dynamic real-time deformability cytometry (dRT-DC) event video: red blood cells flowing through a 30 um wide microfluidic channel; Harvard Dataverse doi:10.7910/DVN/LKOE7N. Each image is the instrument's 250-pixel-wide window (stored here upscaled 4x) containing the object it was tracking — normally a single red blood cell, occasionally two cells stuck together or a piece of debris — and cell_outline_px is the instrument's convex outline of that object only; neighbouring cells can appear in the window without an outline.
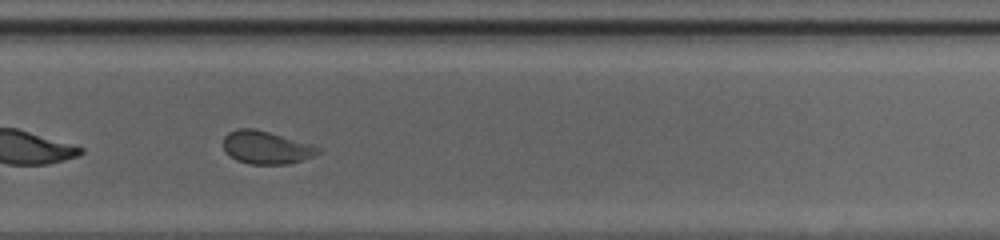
{"species": "common noctule bat (a hibernating species)", "species_latin": "Nyctalus noctula", "temperature_condition": "cold", "stored_images_in_passage": 26, "camera_frame_rate_fps": 3000, "um_per_image_px": 0.085, "animal": {"sex": "female", "body_mass_g": 20.0, "forearm_length_mm": 54.0}, "frame": {"image": 1, "passage_image": 19, "time_ms": 6.0, "image_size_px": [1000, 240], "cell_outline_px": [[324, 152], [288, 164], [248, 164], [236, 160], [224, 148], [224, 136], [228, 132], [236, 128], [252, 128], [268, 132], [308, 144], [320, 148]], "centroid_in_image_um": [22.6, 12.54], "position_along_channel_um": 307.2, "area_um2": 17.8}}
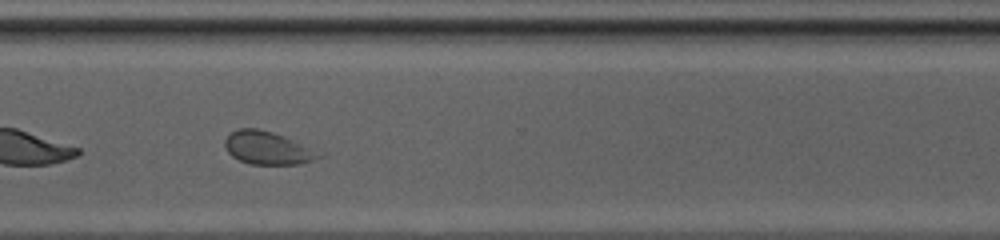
{"frame": {"image": 2, "passage_image": 22, "time_ms": 7.0, "image_size_px": [1000, 240], "cell_outline_px": [[320, 156], [312, 160], [300, 164], [252, 164], [240, 160], [232, 156], [228, 152], [224, 144], [224, 140], [232, 132], [240, 128], [260, 128], [284, 136], [308, 148]], "centroid_in_image_um": [22.64, 12.57], "position_along_channel_um": 348.0, "area_um2": 17.4}, "authors_computed_cell_mechanics": {"area_um2": 18.1492, "velocity_mm_per_s": 4.0397, "shape_relaxation_time_tau1_ms": 9.0052, "shape_relaxation_time_tau2_ms": 0.8372, "deformation_change_tau1": 0.1615, "deformation_change_tau2": 0.0428}}